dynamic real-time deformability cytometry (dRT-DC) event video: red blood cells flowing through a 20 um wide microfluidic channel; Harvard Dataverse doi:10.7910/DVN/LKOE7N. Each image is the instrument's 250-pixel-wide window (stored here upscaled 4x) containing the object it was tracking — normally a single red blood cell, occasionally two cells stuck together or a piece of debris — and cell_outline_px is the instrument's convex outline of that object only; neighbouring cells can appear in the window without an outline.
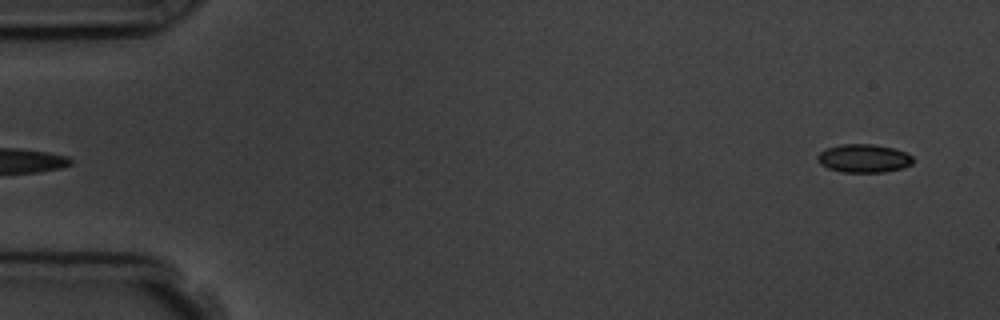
{"species": "common noctule bat (a hibernating species)", "species_latin": "Nyctalus noctula", "temperature_condition": "room temperature", "stored_images_in_passage": 6, "segment_of_instrument_passage": [2, 2], "camera_frame_rate_fps": 3000, "um_per_image_px": 0.085, "animal": {"sex": "male", "body_mass_g": 19.5, "forearm_length_mm": 54.6}, "frame": {"image": 1, "passage_image": 6, "time_ms": 5.333, "image_size_px": [1000, 320], "cell_outline_px": [[912, 164], [904, 168], [884, 172], [844, 172], [828, 168], [820, 164], [816, 160], [816, 156], [820, 152], [828, 148], [840, 144], [872, 144], [896, 148], [912, 156]], "centroid_in_image_um": [73.42, 13.46], "position_along_channel_um": 11.6, "area_um2": 15.84}}